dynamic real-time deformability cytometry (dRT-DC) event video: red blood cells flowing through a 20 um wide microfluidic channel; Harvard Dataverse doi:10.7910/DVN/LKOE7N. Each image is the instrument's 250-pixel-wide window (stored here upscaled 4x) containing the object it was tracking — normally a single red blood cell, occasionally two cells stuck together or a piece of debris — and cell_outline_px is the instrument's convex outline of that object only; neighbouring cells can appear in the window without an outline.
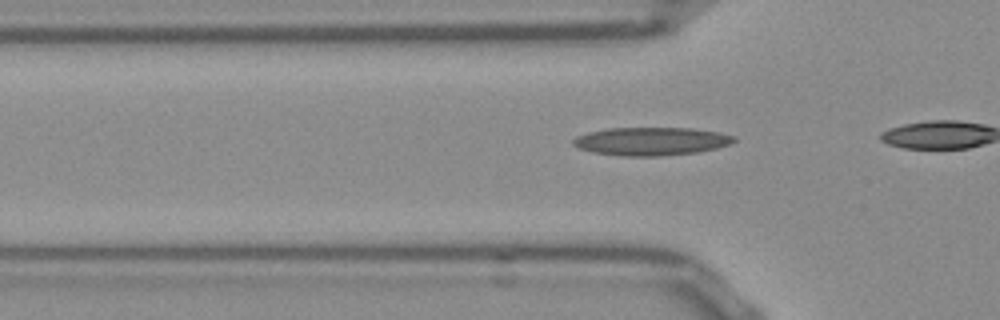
{"species": "Egyptian fruit bat (a non-hibernating species)", "species_latin": "Rousettus aegyptiacus", "temperature_condition": "room temperature", "stored_images_in_passage": 5, "camera_frame_rate_fps": 3000, "um_per_image_px": 0.085, "frame": {"image": 1, "passage_image": 2, "time_ms": 0.333, "image_size_px": [1000, 320], "cell_outline_px": [[736, 140], [728, 144], [716, 148], [696, 152], [660, 156], [624, 156], [592, 152], [580, 148], [572, 144], [572, 140], [576, 136], [588, 132], [608, 128], [692, 128], [720, 132], [736, 136]], "centroid_in_image_um": [55.34, 12.0], "position_along_channel_um": 70.5, "area_um2": 26.36}}